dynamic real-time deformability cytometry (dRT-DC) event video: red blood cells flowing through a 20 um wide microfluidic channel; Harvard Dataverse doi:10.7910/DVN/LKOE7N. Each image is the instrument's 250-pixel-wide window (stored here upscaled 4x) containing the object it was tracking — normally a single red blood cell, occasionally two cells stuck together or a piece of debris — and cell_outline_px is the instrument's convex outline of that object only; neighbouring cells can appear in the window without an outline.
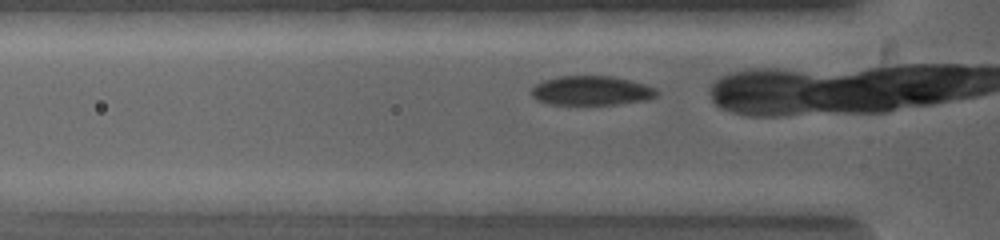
{"species": "common noctule bat (a hibernating species)", "species_latin": "Nyctalus noctula", "temperature_condition": "warm", "stored_images_in_passage": 5, "camera_frame_rate_fps": 5000, "um_per_image_px": 0.085, "animal": {"sex": "female", "body_mass_g": 19.0, "forearm_length_mm": 53.3}, "frame": {"image": 1, "passage_image": 2, "time_ms": 0.2, "image_size_px": [1000, 240], "cell_outline_px": [[656, 96], [648, 100], [616, 104], [552, 104], [540, 100], [532, 96], [532, 88], [536, 84], [544, 80], [560, 76], [612, 76], [644, 84], [656, 88]], "centroid_in_image_um": [50.29, 7.7], "position_along_channel_um": 75.5, "area_um2": 21.1}}